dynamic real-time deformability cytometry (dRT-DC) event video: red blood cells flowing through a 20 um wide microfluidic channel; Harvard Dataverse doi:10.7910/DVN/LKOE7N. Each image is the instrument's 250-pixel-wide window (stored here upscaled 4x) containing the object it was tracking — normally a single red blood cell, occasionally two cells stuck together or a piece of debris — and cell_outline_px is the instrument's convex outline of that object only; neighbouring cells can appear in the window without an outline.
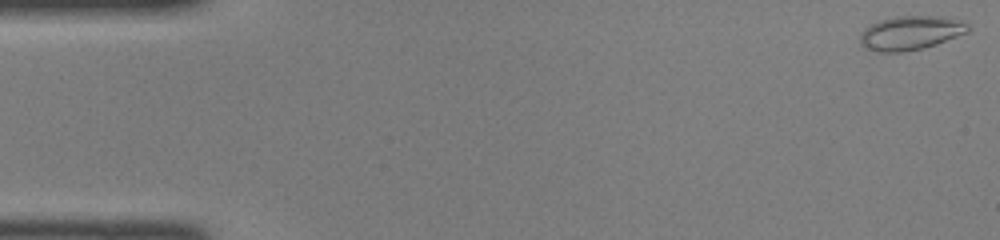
{"species": "common noctule bat (a hibernating species)", "species_latin": "Nyctalus noctula", "temperature_condition": "room temperature", "stored_images_in_passage": 46, "camera_frame_rate_fps": 3000, "um_per_image_px": 0.085, "animal": {"sex": "female", "body_mass_g": 22.0, "forearm_length_mm": 56.7}, "frame": {"image": 1, "passage_image": 1, "time_ms": 0.0, "image_size_px": [1000, 240], "cell_outline_px": [[972, 28], [968, 32], [936, 44], [924, 48], [900, 52], [876, 52], [860, 44], [860, 32], [864, 28], [880, 20], [896, 16], [940, 16], [960, 20], [968, 24]], "centroid_in_image_um": [77.4, 2.79], "position_along_channel_um": 7.6, "area_um2": 21.44}}
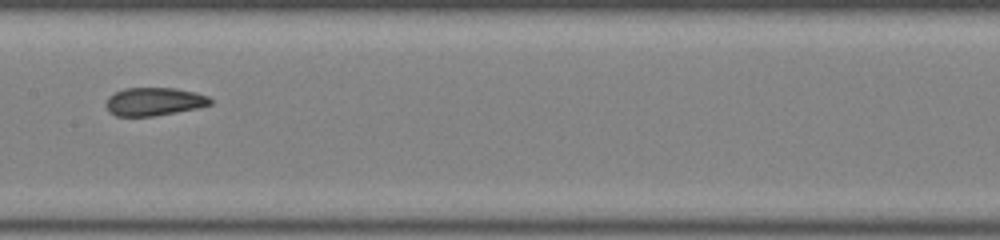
{"frame": {"image": 2, "passage_image": 23, "time_ms": 7.333, "image_size_px": [1000, 240], "cell_outline_px": [[212, 104], [196, 108], [152, 116], [116, 116], [108, 112], [104, 104], [108, 96], [124, 88], [176, 88], [196, 92], [208, 96], [212, 100]], "centroid_in_image_um": [13.06, 8.63], "position_along_channel_um": 194.3, "area_um2": 17.17}}
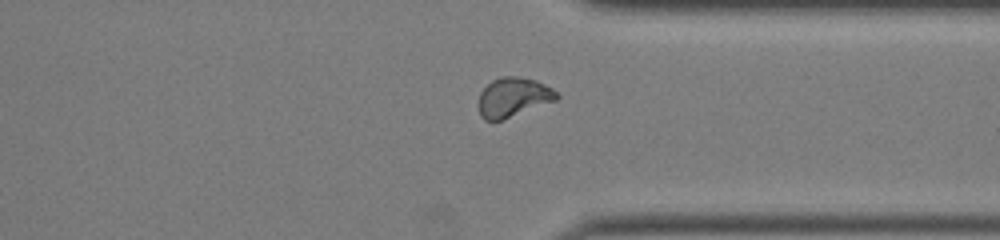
{"frame": {"image": 3, "passage_image": 35, "time_ms": 11.333, "image_size_px": [1000, 240], "cell_outline_px": [[560, 96], [556, 100], [500, 120], [484, 120], [480, 116], [476, 104], [480, 92], [492, 80], [500, 76], [520, 76], [536, 80], [552, 88]], "centroid_in_image_um": [43.57, 8.25], "position_along_channel_um": 367.8, "area_um2": 17.98}}